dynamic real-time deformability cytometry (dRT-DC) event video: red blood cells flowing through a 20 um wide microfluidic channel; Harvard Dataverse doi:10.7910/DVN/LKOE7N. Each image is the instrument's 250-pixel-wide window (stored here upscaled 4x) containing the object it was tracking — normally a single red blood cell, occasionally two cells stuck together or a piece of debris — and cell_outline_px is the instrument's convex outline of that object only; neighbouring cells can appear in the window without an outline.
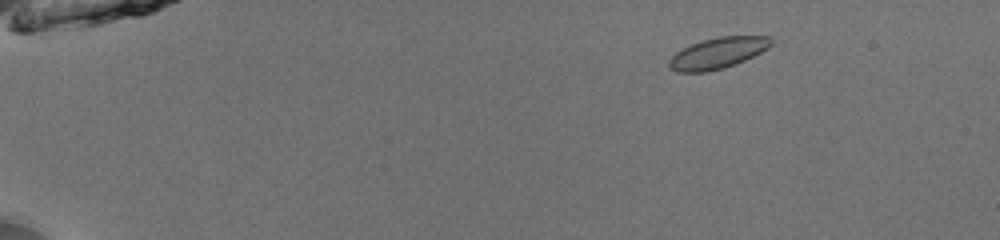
{"species": "common noctule bat (a hibernating species)", "species_latin": "Nyctalus noctula", "temperature_condition": "room temperature", "stored_images_in_passage": 49, "camera_frame_rate_fps": 3000, "um_per_image_px": 0.085, "animal": {"sex": "male", "body_mass_g": 13.0, "forearm_length_mm": 53.1}, "frame": {"image": 1, "passage_image": 4, "time_ms": 1.0, "image_size_px": [1000, 240], "cell_outline_px": [[772, 44], [768, 48], [736, 64], [724, 68], [708, 72], [676, 72], [668, 68], [668, 60], [676, 52], [692, 44], [704, 40], [720, 36], [768, 36], [772, 40]], "centroid_in_image_um": [60.98, 4.53], "position_along_channel_um": 24.0, "area_um2": 18.38}}
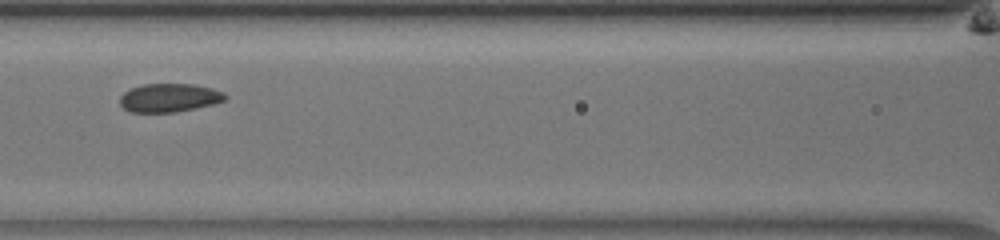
{"frame": {"image": 2, "passage_image": 22, "time_ms": 7.0, "image_size_px": [1000, 240], "cell_outline_px": [[228, 96], [224, 100], [212, 104], [196, 108], [176, 112], [132, 112], [124, 108], [120, 104], [120, 96], [124, 92], [132, 88], [144, 84], [196, 84], [212, 88], [224, 92]], "centroid_in_image_um": [14.41, 8.3], "position_along_channel_um": 152.2, "area_um2": 17.46}}
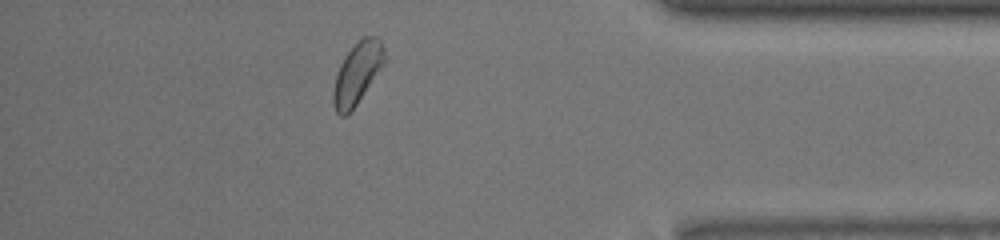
{"frame": {"image": 3, "passage_image": 43, "time_ms": 14.0, "image_size_px": [1000, 240], "cell_outline_px": [[384, 64], [356, 104], [344, 116], [340, 116], [336, 112], [332, 100], [332, 92], [336, 76], [340, 64], [344, 56], [364, 36], [380, 36], [384, 48]], "centroid_in_image_um": [30.36, 6.2], "position_along_channel_um": 404.8, "area_um2": 18.03}, "authors_computed_cell_mechanics": {"area_um2": 17.9758, "velocity_mm_per_s": 3.9391, "shape_relaxation_time_tau1_ms": null, "shape_relaxation_time_tau2_ms": 1.9835, "deformation_change_tau1": null, "deformation_change_tau2": 0.0692}}